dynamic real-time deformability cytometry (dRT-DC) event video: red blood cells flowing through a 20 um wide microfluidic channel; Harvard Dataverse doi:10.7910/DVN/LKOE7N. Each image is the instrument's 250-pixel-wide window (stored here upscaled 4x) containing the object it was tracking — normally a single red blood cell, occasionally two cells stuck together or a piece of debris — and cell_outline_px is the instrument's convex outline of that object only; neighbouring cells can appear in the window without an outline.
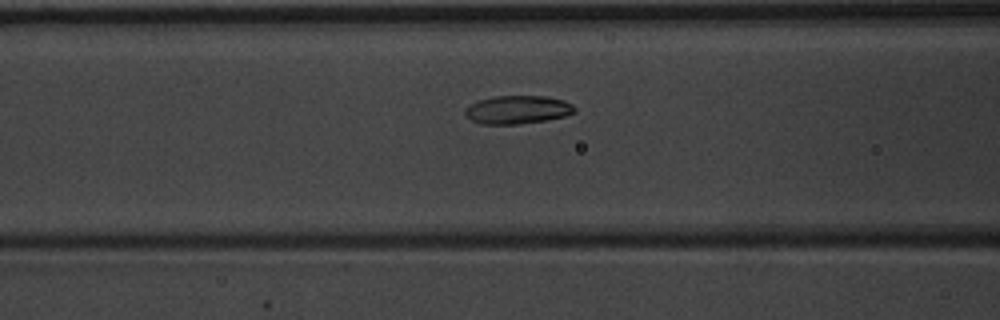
{"species": "common noctule bat (a hibernating species)", "species_latin": "Nyctalus noctula", "temperature_condition": "warm", "stored_images_in_passage": 40, "camera_frame_rate_fps": 3000, "um_per_image_px": 0.085, "animal": {"sex": "male", "body_mass_g": 20.1, "forearm_length_mm": 53.5}, "frame": {"image": 1, "passage_image": 9, "time_ms": 2.667, "image_size_px": [1000, 320], "cell_outline_px": [[576, 112], [564, 116], [544, 120], [516, 124], [480, 124], [472, 120], [464, 112], [464, 108], [468, 104], [476, 100], [496, 96], [548, 96], [564, 100], [572, 104], [576, 108]], "centroid_in_image_um": [43.97, 9.31], "position_along_channel_um": 122.6, "area_um2": 18.15}}
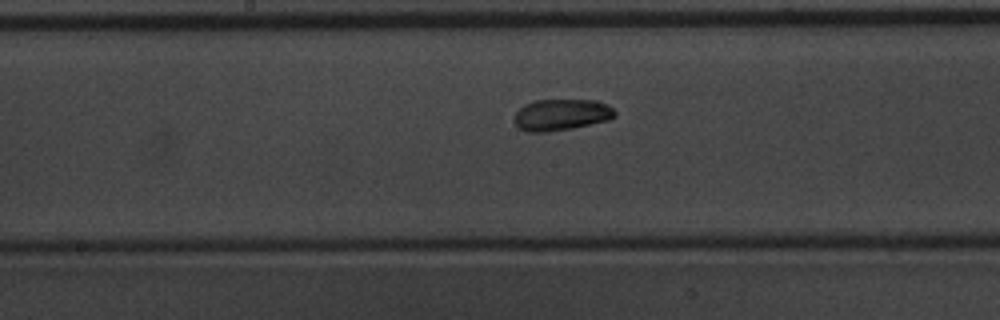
{"frame": {"image": 2, "passage_image": 15, "time_ms": 4.667, "image_size_px": [1000, 320], "cell_outline_px": [[616, 116], [608, 120], [572, 128], [544, 132], [528, 132], [520, 128], [512, 120], [516, 112], [524, 104], [536, 100], [596, 100], [608, 104], [616, 112]], "centroid_in_image_um": [47.71, 9.74], "position_along_channel_um": 200.5, "area_um2": 18.44}}
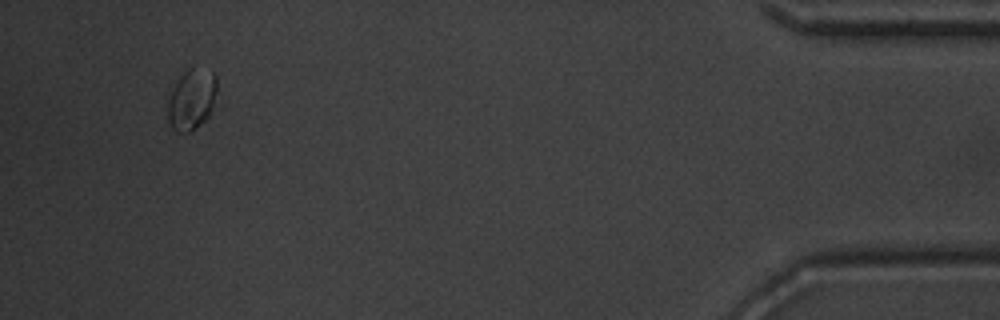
{"frame": {"image": 3, "passage_image": 37, "time_ms": 12.0, "image_size_px": [1000, 320], "cell_outline_px": [[216, 92], [212, 108], [208, 116], [200, 124], [188, 132], [176, 132], [172, 128], [168, 120], [168, 100], [172, 88], [180, 76], [188, 68], [192, 68], [212, 72], [216, 76]], "centroid_in_image_um": [16.27, 8.46], "position_along_channel_um": 418.9, "area_um2": 17.11}, "authors_computed_cell_mechanics": {"area_um2": 17.3978, "velocity_mm_per_s": 3.8949, "shape_relaxation_time_tau1_ms": 4.2223, "shape_relaxation_time_tau2_ms": 1.0785, "deformation_change_tau1": 0.1453, "deformation_change_tau2": 0.0259}}